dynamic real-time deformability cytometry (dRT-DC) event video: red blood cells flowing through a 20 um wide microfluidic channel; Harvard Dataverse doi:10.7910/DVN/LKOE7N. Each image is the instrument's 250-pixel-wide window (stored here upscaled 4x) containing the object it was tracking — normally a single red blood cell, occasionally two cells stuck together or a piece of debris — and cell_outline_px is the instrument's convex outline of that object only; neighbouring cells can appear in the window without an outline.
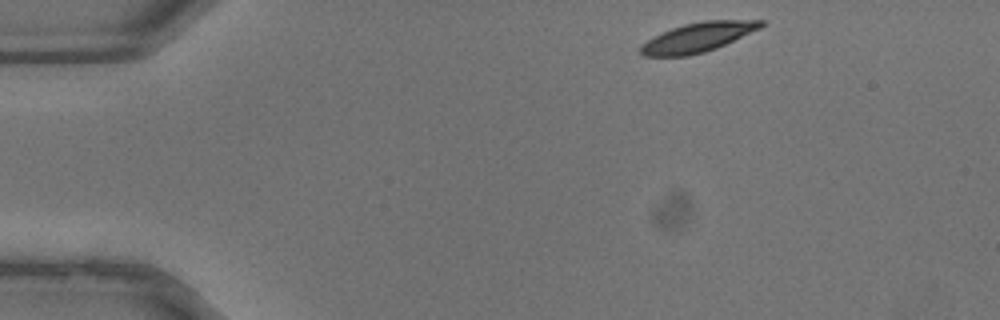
{"species": "common noctule bat (a hibernating species)", "species_latin": "Nyctalus noctula", "temperature_condition": "warm", "stored_images_in_passage": 34, "camera_frame_rate_fps": 3000, "um_per_image_px": 0.085, "animal": {"sex": "male", "body_mass_g": 13.3}, "frame": {"image": 1, "passage_image": 1, "time_ms": 0.0, "image_size_px": [1000, 320], "cell_outline_px": [[764, 24], [760, 28], [716, 48], [704, 52], [688, 56], [644, 56], [640, 52], [640, 44], [672, 28], [684, 24], [704, 20], [764, 20]], "centroid_in_image_um": [59.31, 3.17], "position_along_channel_um": 25.7, "area_um2": 20.35}}
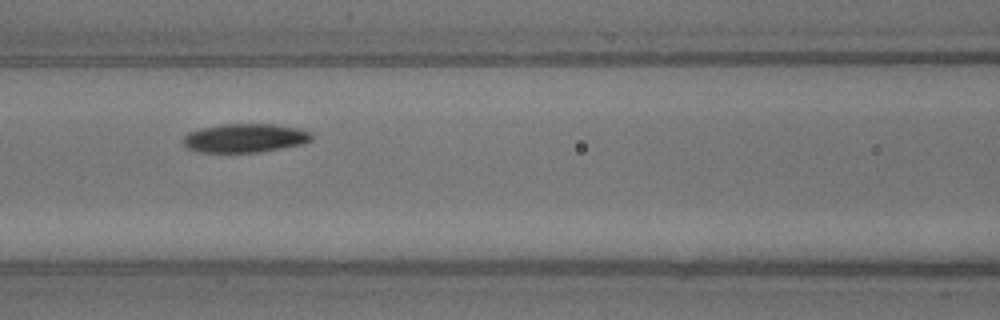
{"frame": {"image": 2, "passage_image": 12, "time_ms": 3.667, "image_size_px": [1000, 320], "cell_outline_px": [[312, 140], [304, 144], [260, 152], [200, 152], [188, 148], [184, 144], [184, 136], [188, 132], [200, 128], [220, 124], [272, 124], [296, 128], [312, 132]], "centroid_in_image_um": [20.84, 11.73], "position_along_channel_um": 145.8, "area_um2": 21.56}}
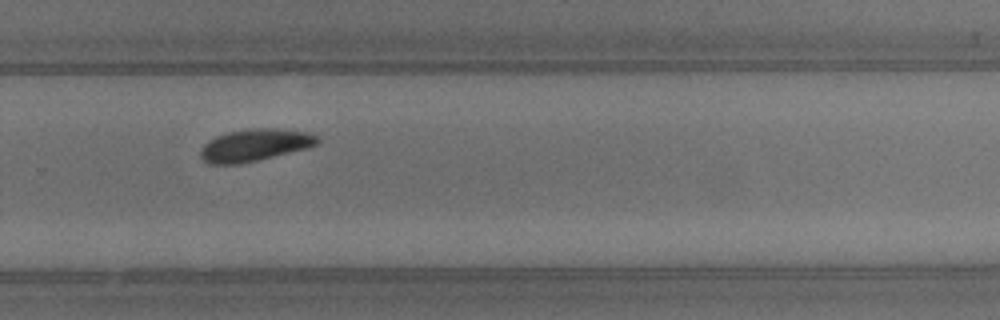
{"frame": {"image": 3, "passage_image": 21, "time_ms": 6.667, "image_size_px": [1000, 320], "cell_outline_px": [[320, 140], [316, 144], [308, 148], [240, 164], [208, 164], [200, 156], [200, 152], [204, 144], [216, 136], [228, 132], [252, 128], [272, 128], [308, 132], [320, 136]], "centroid_in_image_um": [21.67, 12.33], "position_along_channel_um": 308.1, "area_um2": 21.85}}